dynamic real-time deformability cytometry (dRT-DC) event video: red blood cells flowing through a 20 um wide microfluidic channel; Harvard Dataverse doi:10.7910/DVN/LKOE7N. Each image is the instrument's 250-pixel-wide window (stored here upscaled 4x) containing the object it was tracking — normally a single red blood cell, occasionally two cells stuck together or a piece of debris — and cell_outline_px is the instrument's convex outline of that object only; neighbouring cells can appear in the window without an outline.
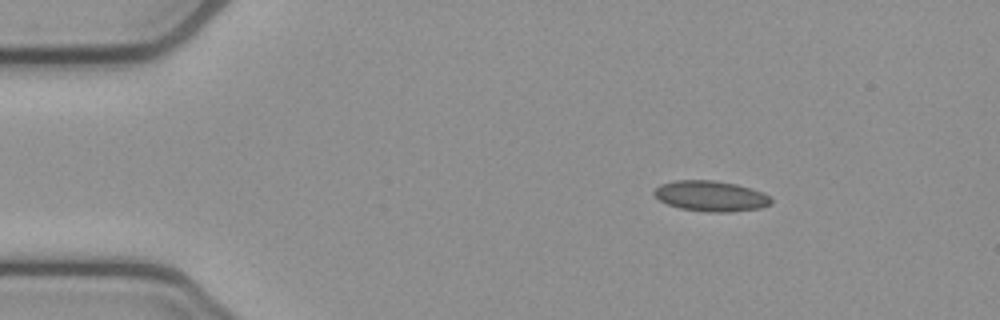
{"species": "common noctule bat (a hibernating species)", "species_latin": "Nyctalus noctula", "temperature_condition": "cold", "stored_images_in_passage": 46, "camera_frame_rate_fps": 3000, "um_per_image_px": 0.085, "animal": {"sex": "female", "body_mass_g": 21.9}, "frame": {"image": 1, "passage_image": 1, "time_ms": 0.0, "image_size_px": [1000, 320], "cell_outline_px": [[772, 204], [760, 208], [728, 212], [708, 212], [680, 208], [668, 204], [660, 200], [652, 192], [660, 184], [676, 180], [712, 180], [736, 184], [764, 192], [772, 196]], "centroid_in_image_um": [60.46, 16.66], "position_along_channel_um": 24.5, "area_um2": 20.87}}
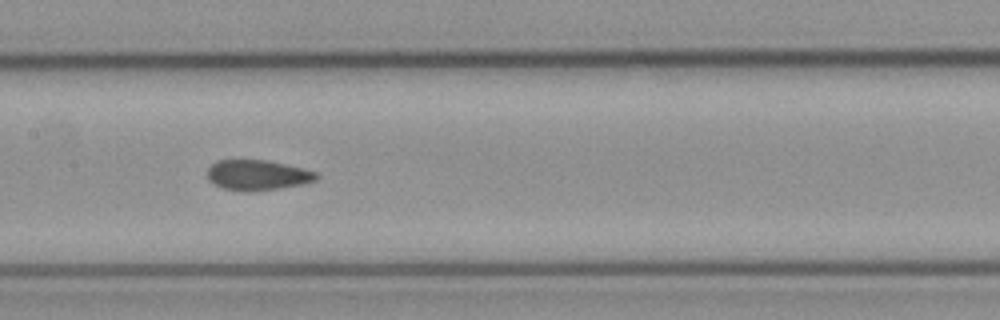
{"frame": {"image": 2, "passage_image": 19, "time_ms": 6.0, "image_size_px": [1000, 320], "cell_outline_px": [[320, 176], [316, 180], [304, 184], [280, 188], [252, 192], [248, 192], [220, 188], [208, 180], [208, 168], [216, 160], [268, 160], [316, 172]], "centroid_in_image_um": [21.87, 14.9], "position_along_channel_um": 185.5, "area_um2": 19.36}}
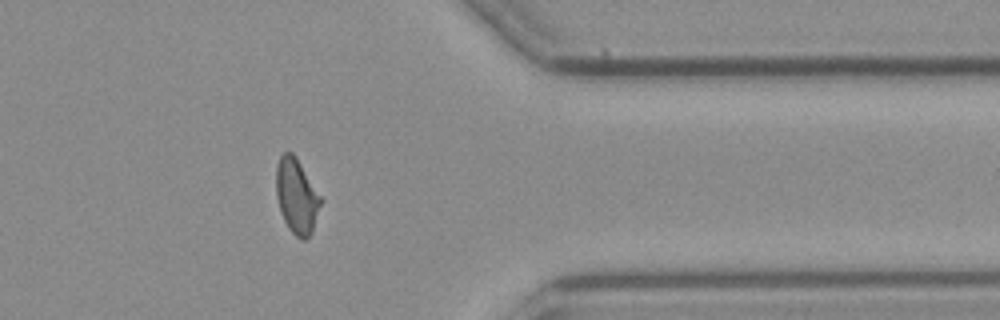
{"frame": {"image": 3, "passage_image": 36, "time_ms": 11.667, "image_size_px": [1000, 320], "cell_outline_px": [[324, 200], [312, 232], [304, 240], [300, 240], [288, 228], [280, 212], [276, 196], [276, 164], [280, 156], [284, 152], [292, 152], [296, 156]], "centroid_in_image_um": [25.23, 16.67], "position_along_channel_um": 386.2, "area_um2": 19.88}, "authors_computed_cell_mechanics": {"area_um2": 19.652, "velocity_mm_per_s": 3.8189, "shape_relaxation_time_tau1_ms": null, "shape_relaxation_time_tau2_ms": 1.5912, "deformation_change_tau1": null, "deformation_change_tau2": 0.0561}}